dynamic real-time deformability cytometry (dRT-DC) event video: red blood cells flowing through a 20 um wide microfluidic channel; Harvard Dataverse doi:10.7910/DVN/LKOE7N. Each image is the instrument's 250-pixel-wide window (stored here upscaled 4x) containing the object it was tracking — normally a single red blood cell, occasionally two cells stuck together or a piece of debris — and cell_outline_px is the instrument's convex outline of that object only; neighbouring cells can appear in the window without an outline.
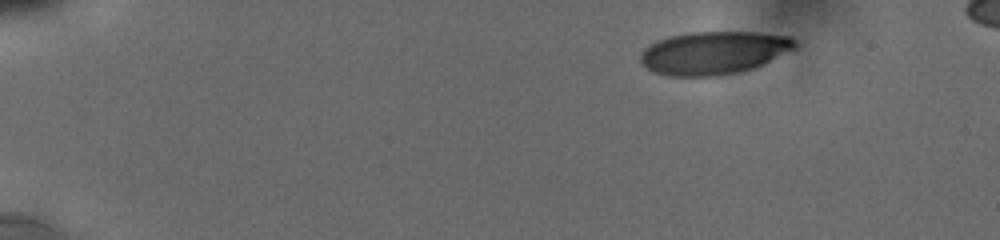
{"species": "human", "species_latin": "Homo sapiens", "temperature_condition": "cold", "stored_images_in_passage": 18, "camera_frame_rate_fps": 3000, "um_per_image_px": 0.085, "donor": {"sex": "male"}, "frame": {"image": 1, "passage_image": 1, "time_ms": 0.0, "image_size_px": [1000, 240], "cell_outline_px": [[796, 48], [756, 68], [740, 72], [716, 76], [668, 76], [652, 72], [640, 60], [640, 56], [644, 48], [656, 40], [668, 36], [688, 32], [756, 32], [788, 36], [796, 40]], "centroid_in_image_um": [60.67, 4.49], "position_along_channel_um": 24.3, "area_um2": 39.02}}
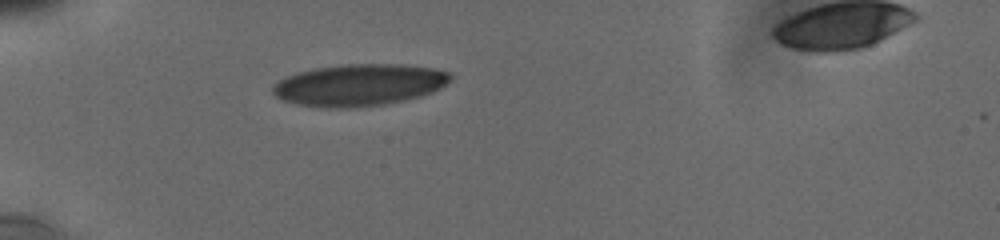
{"frame": {"image": 2, "passage_image": 11, "time_ms": 3.333, "image_size_px": [1000, 240], "cell_outline_px": [[452, 80], [440, 88], [432, 92], [420, 96], [388, 104], [356, 108], [324, 108], [296, 104], [284, 100], [276, 96], [272, 92], [272, 88], [280, 80], [288, 76], [300, 72], [316, 68], [352, 64], [396, 64], [432, 68], [448, 72], [452, 76]], "centroid_in_image_um": [30.56, 7.24], "position_along_channel_um": 54.4, "area_um2": 43.12}}
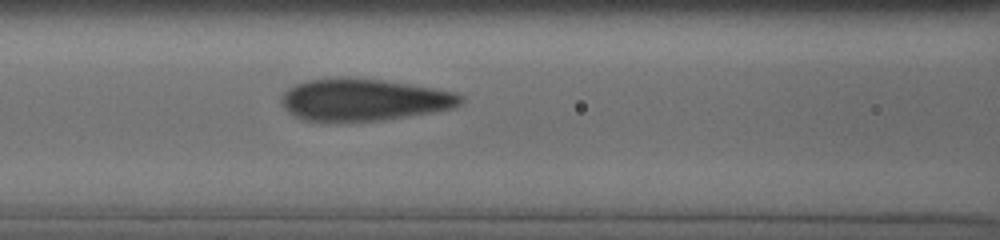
{"frame": {"image": 3, "passage_image": 18, "time_ms": 6.0, "image_size_px": [1000, 240], "cell_outline_px": [[464, 96], [452, 108], [384, 120], [304, 120], [288, 112], [284, 108], [280, 100], [284, 92], [288, 88], [296, 84], [308, 80], [336, 76], [384, 80], [452, 92]], "centroid_in_image_um": [30.83, 8.45], "position_along_channel_um": 135.8, "area_um2": 43.12}}